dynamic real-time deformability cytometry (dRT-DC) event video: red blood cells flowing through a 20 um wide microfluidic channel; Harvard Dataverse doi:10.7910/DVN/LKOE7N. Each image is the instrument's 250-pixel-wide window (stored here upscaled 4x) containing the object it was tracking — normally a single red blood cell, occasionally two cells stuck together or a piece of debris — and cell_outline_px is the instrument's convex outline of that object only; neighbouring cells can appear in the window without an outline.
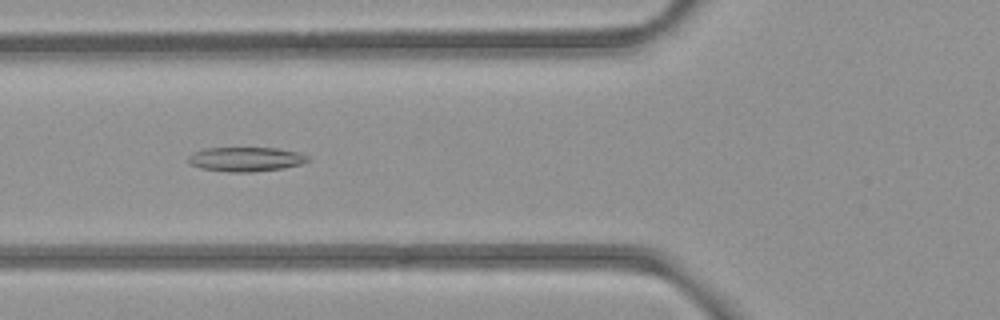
{"species": "common noctule bat (a hibernating species)", "species_latin": "Nyctalus noctula", "temperature_condition": "room temperature", "stored_images_in_passage": 36, "camera_frame_rate_fps": 3000, "um_per_image_px": 0.085, "animal": {"sex": "female", "body_mass_g": 21.9}, "frame": {"image": 1, "passage_image": 5, "time_ms": 1.333, "image_size_px": [1000, 320], "cell_outline_px": [[312, 160], [300, 164], [284, 168], [252, 172], [228, 172], [200, 168], [188, 164], [188, 156], [192, 152], [204, 148], [280, 148], [300, 152], [308, 156]], "centroid_in_image_um": [20.89, 13.53], "position_along_channel_um": 104.9, "area_um2": 17.28}}
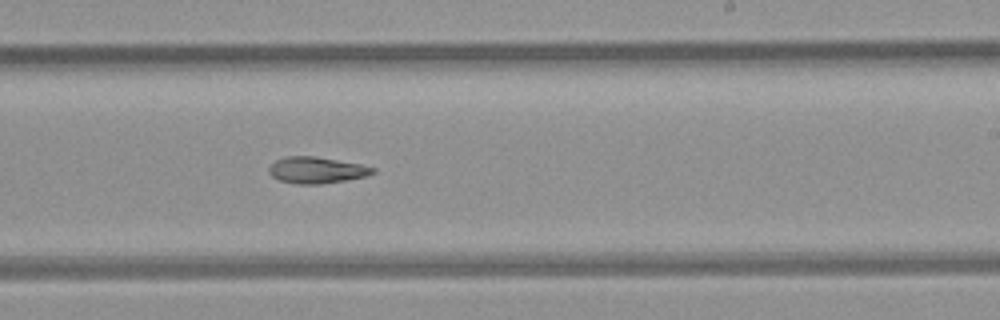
{"frame": {"image": 2, "passage_image": 17, "time_ms": 5.333, "image_size_px": [1000, 320], "cell_outline_px": [[376, 172], [364, 176], [344, 180], [320, 184], [296, 184], [280, 180], [272, 176], [268, 172], [268, 168], [276, 160], [284, 156], [312, 156], [360, 164], [376, 168]], "centroid_in_image_um": [26.88, 14.46], "position_along_channel_um": 262.1, "area_um2": 15.78}}
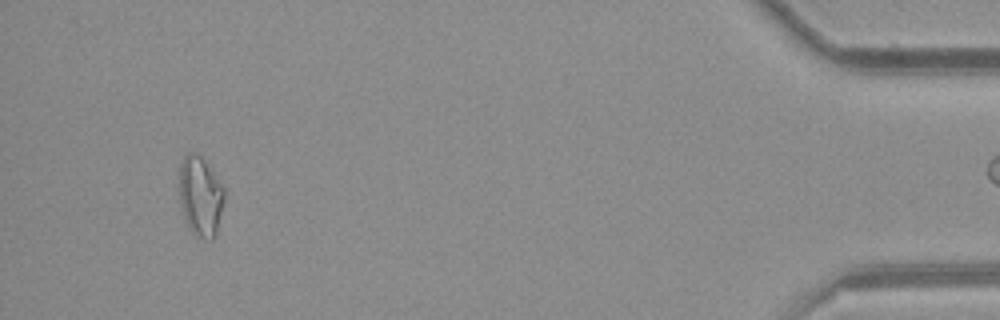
{"frame": {"image": 3, "passage_image": 35, "time_ms": 11.333, "image_size_px": [1000, 320], "cell_outline_px": [[224, 200], [216, 236], [212, 240], [208, 240], [196, 236], [192, 232], [184, 216], [180, 200], [180, 164], [184, 156], [188, 152], [196, 152], [204, 160], [224, 188]], "centroid_in_image_um": [17.05, 16.69], "position_along_channel_um": 418.2, "area_um2": 20.75}}